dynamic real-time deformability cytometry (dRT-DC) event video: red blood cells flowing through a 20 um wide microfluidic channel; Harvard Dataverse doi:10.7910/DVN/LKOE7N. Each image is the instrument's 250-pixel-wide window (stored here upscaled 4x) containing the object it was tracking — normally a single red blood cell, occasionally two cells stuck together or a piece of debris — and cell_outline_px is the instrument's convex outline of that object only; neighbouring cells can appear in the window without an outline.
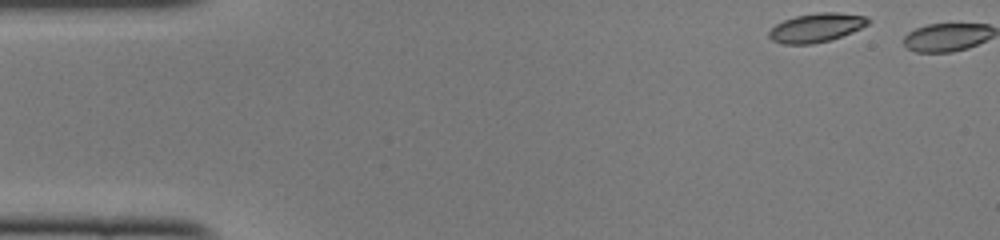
{"species": "common noctule bat (a hibernating species)", "species_latin": "Nyctalus noctula", "temperature_condition": "cold", "stored_images_in_passage": 2, "camera_frame_rate_fps": 3000, "um_per_image_px": 0.085, "animal": {"sex": "female", "body_mass_g": 22.0, "forearm_length_mm": 56.7}, "frame": {"image": 1, "passage_image": 1, "time_ms": 0.0, "image_size_px": [1000, 240], "cell_outline_px": [[872, 20], [868, 24], [852, 32], [828, 40], [812, 44], [784, 44], [772, 40], [768, 36], [768, 32], [776, 24], [784, 20], [796, 16], [820, 12], [836, 12], [868, 16]], "centroid_in_image_um": [69.4, 2.34], "position_along_channel_um": 15.6, "area_um2": 16.59}}